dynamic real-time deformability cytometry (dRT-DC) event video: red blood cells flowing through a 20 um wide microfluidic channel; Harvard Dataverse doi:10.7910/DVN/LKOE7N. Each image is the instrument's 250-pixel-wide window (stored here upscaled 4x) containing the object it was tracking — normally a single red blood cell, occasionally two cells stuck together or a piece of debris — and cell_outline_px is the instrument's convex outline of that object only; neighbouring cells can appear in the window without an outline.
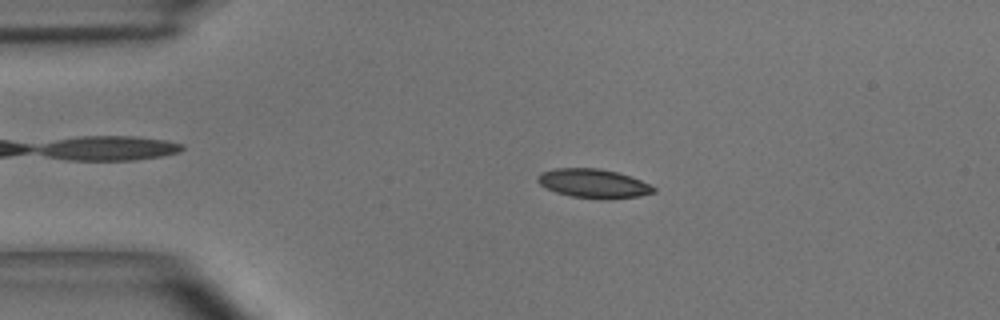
{"species": "common noctule bat (a hibernating species)", "species_latin": "Nyctalus noctula", "temperature_condition": "room temperature", "stored_images_in_passage": 48, "camera_frame_rate_fps": 3000, "um_per_image_px": 0.085, "animal": {"sex": "male", "body_mass_g": 15.6}, "frame": {"image": 1, "passage_image": 9, "time_ms": 2.667, "image_size_px": [1000, 320], "cell_outline_px": [[656, 192], [640, 196], [608, 200], [604, 200], [572, 196], [556, 192], [540, 184], [536, 180], [536, 176], [540, 172], [556, 168], [600, 168], [616, 172], [640, 180], [656, 188]], "centroid_in_image_um": [50.44, 15.6], "position_along_channel_um": 34.6, "area_um2": 19.65}}
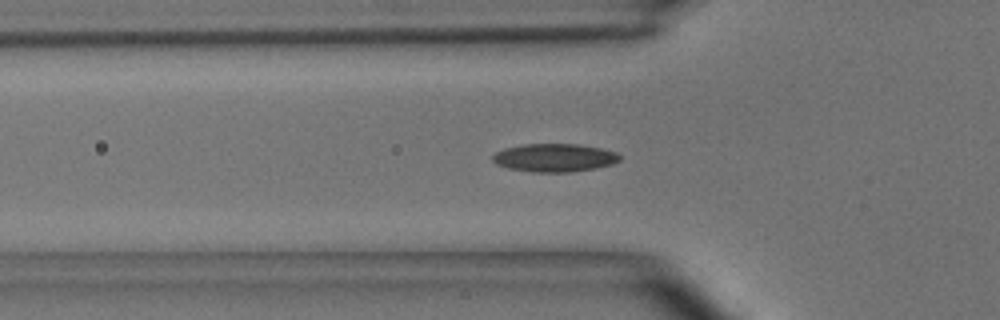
{"frame": {"image": 2, "passage_image": 15, "time_ms": 4.667, "image_size_px": [1000, 320], "cell_outline_px": [[620, 160], [612, 164], [596, 168], [572, 172], [532, 172], [508, 168], [496, 164], [492, 160], [492, 156], [496, 152], [504, 148], [524, 144], [580, 144], [600, 148], [616, 152], [620, 156]], "centroid_in_image_um": [47.12, 13.41], "position_along_channel_um": 78.7, "area_um2": 20.92}}
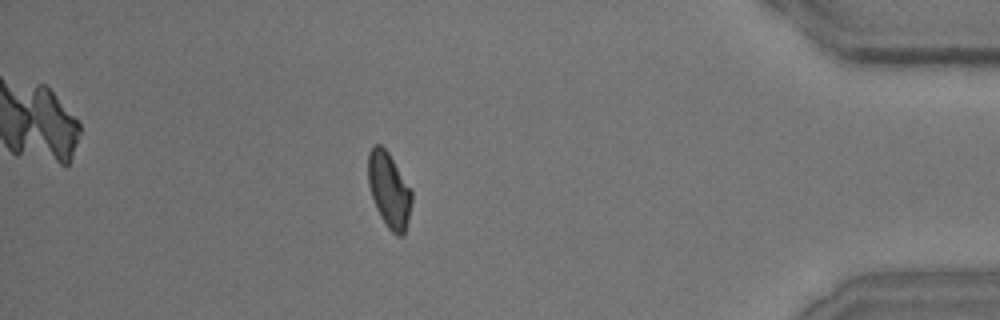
{"frame": {"image": 3, "passage_image": 42, "time_ms": 13.667, "image_size_px": [1000, 320], "cell_outline_px": [[412, 200], [408, 220], [404, 236], [396, 236], [388, 228], [380, 216], [376, 208], [368, 184], [368, 152], [372, 144], [380, 144], [388, 152], [412, 188]], "centroid_in_image_um": [33.08, 16.14], "position_along_channel_um": 402.1, "area_um2": 19.36}, "authors_computed_cell_mechanics": {"area_um2": 19.363, "velocity_mm_per_s": 4.0555, "shape_relaxation_time_tau1_ms": 3.7152, "shape_relaxation_time_tau2_ms": 2.5193, "deformation_change_tau1": 0.107, "deformation_change_tau2": 0.0747}}